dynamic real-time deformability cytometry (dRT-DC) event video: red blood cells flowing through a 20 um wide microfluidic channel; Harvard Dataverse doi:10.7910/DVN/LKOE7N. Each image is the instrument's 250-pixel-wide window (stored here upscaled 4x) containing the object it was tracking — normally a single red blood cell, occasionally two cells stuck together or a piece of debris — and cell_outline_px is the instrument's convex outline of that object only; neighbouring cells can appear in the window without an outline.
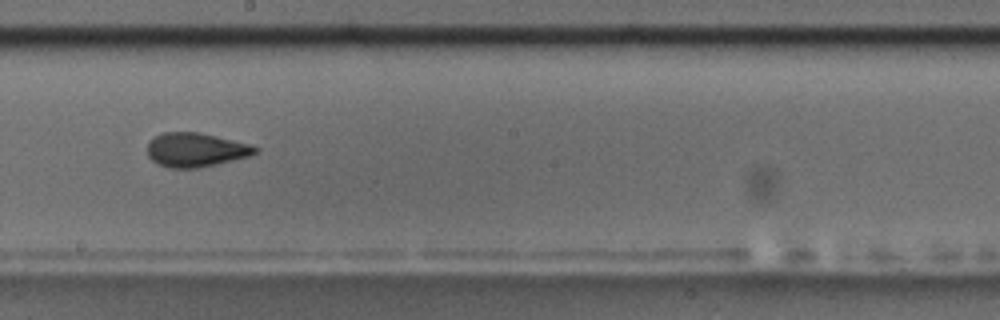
{"species": "common noctule bat (a hibernating species)", "species_latin": "Nyctalus noctula", "temperature_condition": "room temperature", "stored_images_in_passage": 23, "camera_frame_rate_fps": 3000, "um_per_image_px": 0.085, "animal": {"sex": "male", "body_mass_g": 17.5, "forearm_length_mm": 52.3}, "frame": {"image": 1, "passage_image": 17, "time_ms": 5.333, "image_size_px": [1000, 320], "cell_outline_px": [[260, 148], [256, 152], [248, 156], [216, 164], [196, 168], [168, 168], [156, 164], [148, 156], [148, 144], [156, 136], [164, 132], [200, 132], [248, 144]], "centroid_in_image_um": [16.6, 12.74], "position_along_channel_um": 231.6, "area_um2": 21.15}}
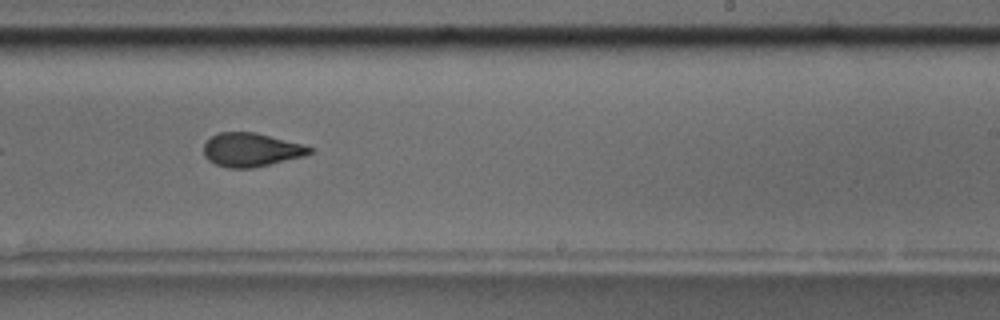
{"frame": {"image": 2, "passage_image": 20, "time_ms": 6.333, "image_size_px": [1000, 320], "cell_outline_px": [[312, 152], [304, 156], [252, 168], [228, 168], [216, 164], [208, 160], [204, 156], [204, 144], [212, 136], [220, 132], [256, 132], [300, 144], [312, 148]], "centroid_in_image_um": [21.31, 12.73], "position_along_channel_um": 267.7, "area_um2": 20.52}}